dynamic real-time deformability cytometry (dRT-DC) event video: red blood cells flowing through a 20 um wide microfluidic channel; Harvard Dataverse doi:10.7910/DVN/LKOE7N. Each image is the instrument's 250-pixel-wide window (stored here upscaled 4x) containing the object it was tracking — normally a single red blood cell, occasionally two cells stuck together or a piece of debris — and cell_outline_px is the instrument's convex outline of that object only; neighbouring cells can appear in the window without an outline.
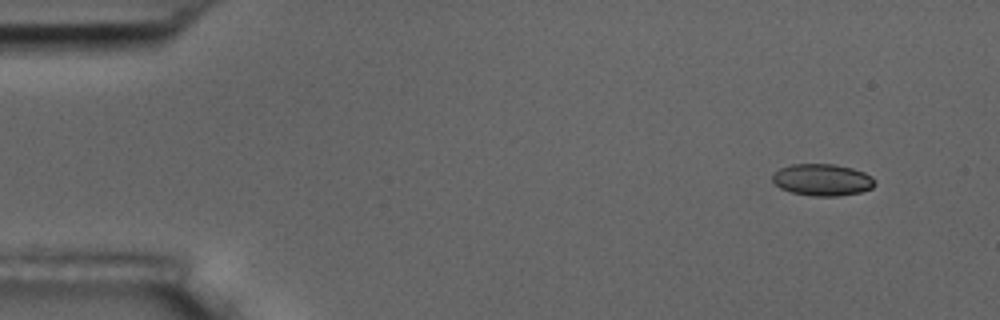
{"species": "common noctule bat (a hibernating species)", "species_latin": "Nyctalus noctula", "temperature_condition": "room temperature", "stored_images_in_passage": 6, "camera_frame_rate_fps": 3000, "um_per_image_px": 0.085, "animal": {"sex": "male", "body_mass_g": 17.5, "forearm_length_mm": 52.3}, "frame": {"image": 1, "passage_image": 1, "time_ms": 0.0, "image_size_px": [1000, 320], "cell_outline_px": [[876, 184], [872, 188], [860, 192], [836, 196], [812, 196], [792, 192], [780, 188], [772, 180], [772, 176], [780, 168], [792, 164], [832, 164], [852, 168], [864, 172], [872, 176]], "centroid_in_image_um": [69.91, 15.28], "position_along_channel_um": 15.1, "area_um2": 18.9}}
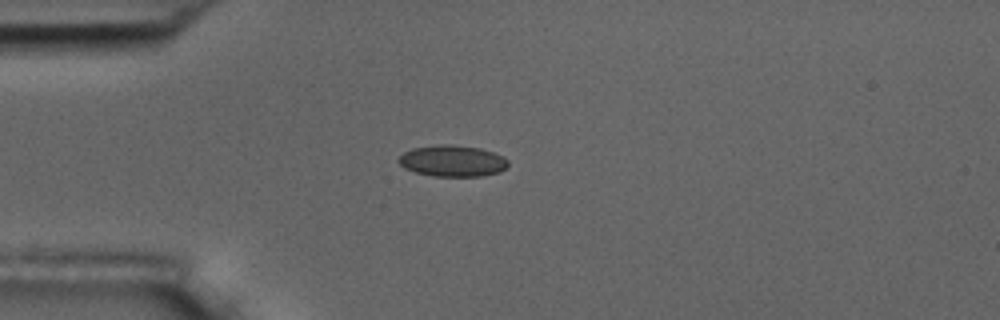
{"frame": {"image": 2, "passage_image": 4, "time_ms": 3.333, "image_size_px": [1000, 320], "cell_outline_px": [[508, 164], [500, 172], [480, 176], [432, 176], [416, 172], [404, 168], [396, 160], [404, 152], [412, 148], [440, 144], [448, 144], [480, 148], [504, 156], [508, 160]], "centroid_in_image_um": [38.44, 13.67], "position_along_channel_um": 46.6, "area_um2": 20.0}}
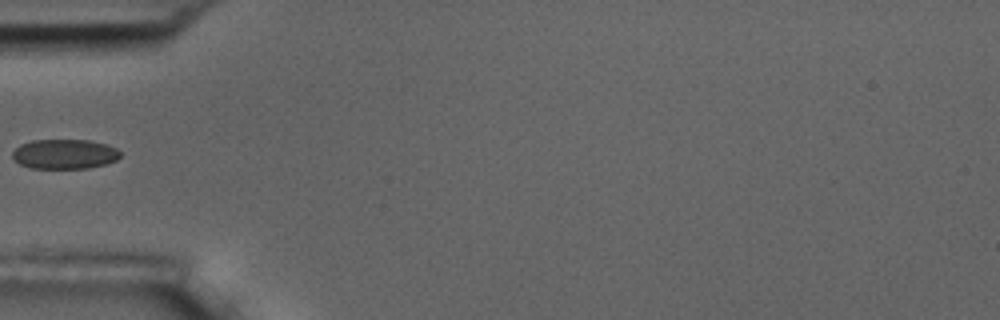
{"frame": {"image": 3, "passage_image": 5, "time_ms": 4.667, "image_size_px": [1000, 320], "cell_outline_px": [[120, 156], [116, 160], [104, 164], [88, 168], [32, 168], [20, 164], [12, 156], [12, 152], [20, 144], [32, 140], [88, 140], [108, 144], [116, 148], [120, 152]], "centroid_in_image_um": [5.49, 13.08], "position_along_channel_um": 79.5, "area_um2": 18.61}}